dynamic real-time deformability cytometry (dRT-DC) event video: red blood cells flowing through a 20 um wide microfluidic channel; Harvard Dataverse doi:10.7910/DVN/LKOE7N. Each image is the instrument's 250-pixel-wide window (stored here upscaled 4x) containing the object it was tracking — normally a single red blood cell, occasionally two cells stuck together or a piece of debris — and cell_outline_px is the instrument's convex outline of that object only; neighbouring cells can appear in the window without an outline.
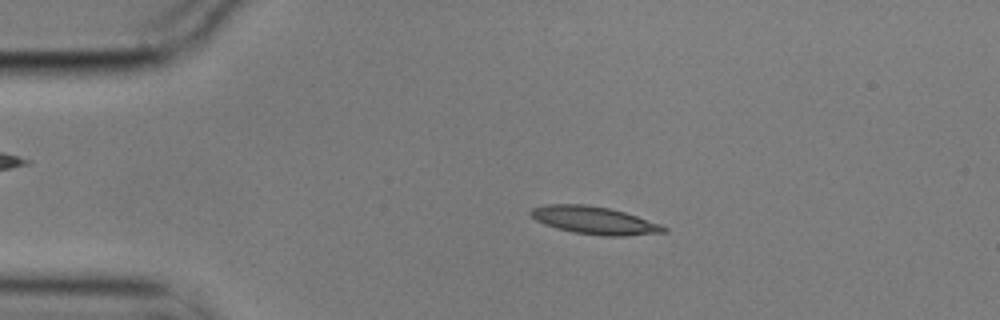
{"species": "common noctule bat (a hibernating species)", "species_latin": "Nyctalus noctula", "temperature_condition": "cold", "stored_images_in_passage": 23, "camera_frame_rate_fps": 3000, "um_per_image_px": 0.085, "animal": {"sex": "male", "body_mass_g": 17.9}, "frame": {"image": 1, "passage_image": 10, "time_ms": 3.0, "image_size_px": [1000, 320], "cell_outline_px": [[668, 232], [624, 236], [604, 236], [572, 232], [556, 228], [544, 224], [536, 220], [528, 212], [532, 208], [548, 204], [588, 204], [608, 208], [624, 212], [660, 224], [668, 228]], "centroid_in_image_um": [50.51, 18.73], "position_along_channel_um": 34.5, "area_um2": 21.44}}
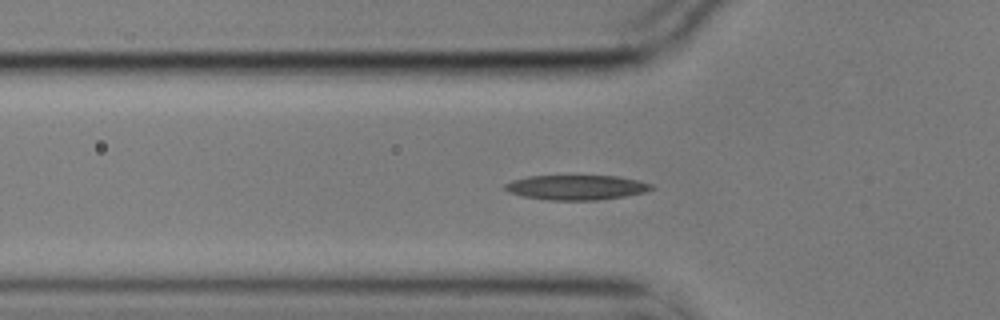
{"frame": {"image": 2, "passage_image": 17, "time_ms": 5.333, "image_size_px": [1000, 320], "cell_outline_px": [[656, 188], [644, 192], [624, 196], [596, 200], [548, 200], [524, 196], [508, 192], [504, 188], [504, 184], [512, 180], [528, 176], [616, 176], [640, 180], [652, 184]], "centroid_in_image_um": [49.0, 15.92], "position_along_channel_um": 76.8, "area_um2": 21.15}}
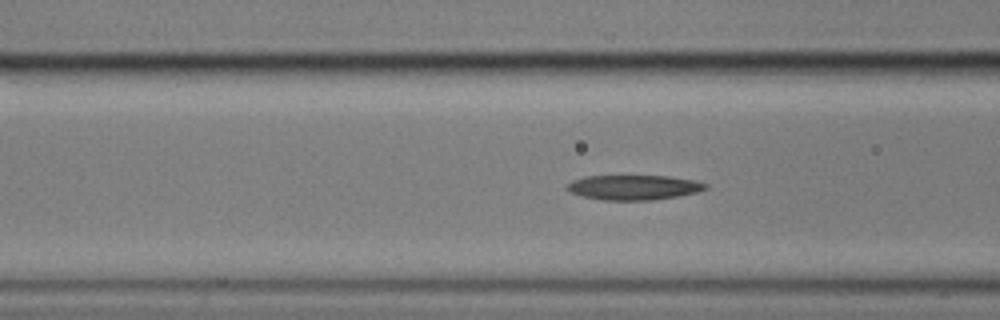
{"frame": {"image": 3, "passage_image": 20, "time_ms": 6.333, "image_size_px": [1000, 320], "cell_outline_px": [[708, 188], [696, 192], [676, 196], [652, 200], [604, 200], [584, 196], [572, 192], [564, 188], [572, 180], [584, 176], [668, 176], [696, 180], [708, 184]], "centroid_in_image_um": [53.88, 15.92], "position_along_channel_um": 112.7, "area_um2": 19.94}}